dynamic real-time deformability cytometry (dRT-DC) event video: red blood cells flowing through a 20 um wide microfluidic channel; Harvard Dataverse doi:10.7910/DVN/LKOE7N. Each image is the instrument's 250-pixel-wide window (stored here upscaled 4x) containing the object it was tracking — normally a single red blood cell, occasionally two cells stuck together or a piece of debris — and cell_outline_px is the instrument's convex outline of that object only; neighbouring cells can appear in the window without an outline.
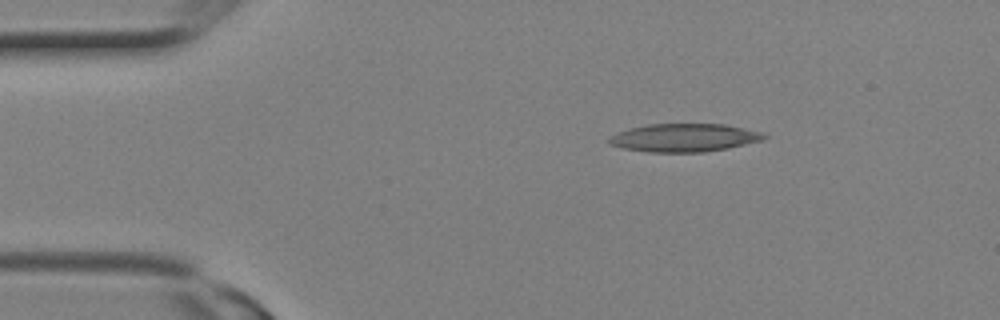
{"species": "Egyptian fruit bat (a non-hibernating species)", "species_latin": "Rousettus aegyptiacus", "temperature_condition": "room temperature", "stored_images_in_passage": 9, "camera_frame_rate_fps": 3000, "um_per_image_px": 0.085, "animal": {"sex": "female"}, "frame": {"image": 1, "passage_image": 1, "time_ms": 0.0, "image_size_px": [1000, 320], "cell_outline_px": [[768, 136], [764, 140], [728, 148], [704, 152], [648, 152], [624, 148], [608, 144], [608, 136], [628, 128], [648, 124], [724, 124], [760, 132]], "centroid_in_image_um": [58.12, 11.71], "position_along_channel_um": 26.9, "area_um2": 25.43}}
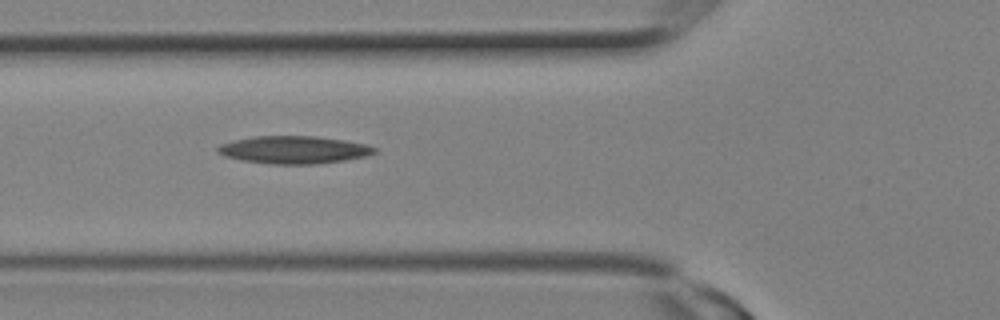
{"frame": {"image": 2, "passage_image": 6, "time_ms": 1.667, "image_size_px": [1000, 320], "cell_outline_px": [[376, 152], [368, 156], [344, 160], [316, 164], [268, 164], [240, 160], [224, 156], [216, 152], [216, 148], [220, 144], [232, 140], [252, 136], [316, 136], [344, 140], [368, 144], [376, 148]], "centroid_in_image_um": [24.95, 12.73], "position_along_channel_um": 100.9, "area_um2": 25.55}}
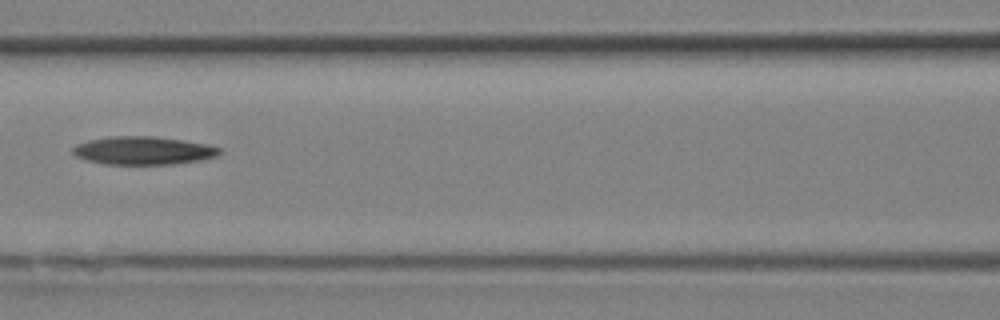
{"frame": {"image": 3, "passage_image": 8, "time_ms": 2.333, "image_size_px": [1000, 320], "cell_outline_px": [[220, 152], [216, 156], [200, 160], [172, 164], [108, 164], [88, 160], [76, 156], [72, 152], [72, 148], [76, 144], [88, 140], [112, 136], [152, 136], [184, 140], [208, 144], [220, 148]], "centroid_in_image_um": [12.17, 12.79], "position_along_channel_um": 154.4, "area_um2": 23.93}}